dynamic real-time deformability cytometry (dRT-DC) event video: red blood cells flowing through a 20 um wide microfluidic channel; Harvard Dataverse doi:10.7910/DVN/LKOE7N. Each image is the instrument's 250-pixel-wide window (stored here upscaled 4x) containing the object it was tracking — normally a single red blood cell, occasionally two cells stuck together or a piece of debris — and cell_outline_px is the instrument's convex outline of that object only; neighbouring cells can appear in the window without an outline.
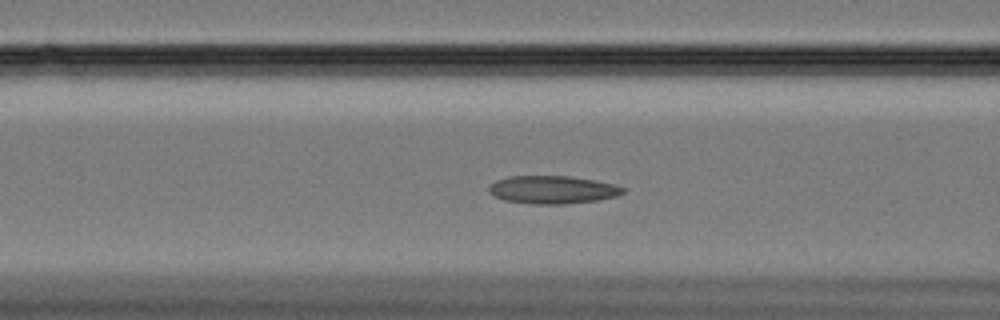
{"species": "Egyptian fruit bat (a non-hibernating species)", "species_latin": "Rousettus aegyptiacus", "temperature_condition": "cold", "stored_images_in_passage": 61, "camera_frame_rate_fps": 3000, "um_per_image_px": 0.085, "animal": {"sex": "female"}, "frame": {"image": 1, "passage_image": 25, "time_ms": 8.0, "image_size_px": [1000, 320], "cell_outline_px": [[628, 188], [620, 196], [596, 200], [564, 204], [532, 204], [504, 200], [492, 196], [488, 192], [488, 188], [496, 180], [508, 176], [572, 176], [596, 180], [616, 184]], "centroid_in_image_um": [47.01, 16.12], "position_along_channel_um": 119.6, "area_um2": 22.2}}
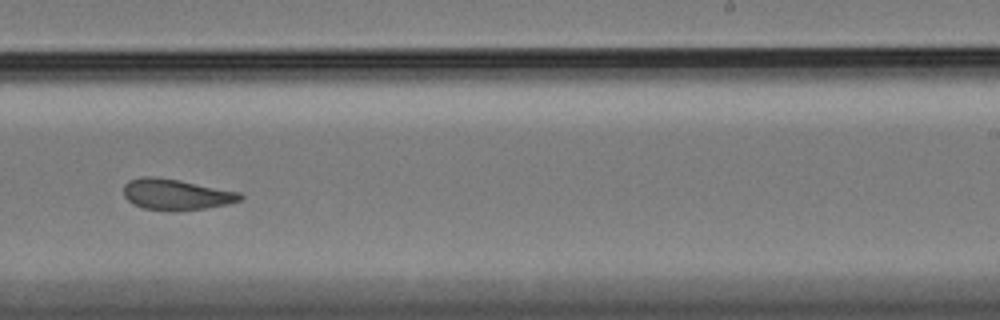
{"frame": {"image": 2, "passage_image": 39, "time_ms": 12.667, "image_size_px": [1000, 320], "cell_outline_px": [[244, 196], [240, 200], [228, 204], [204, 208], [172, 212], [144, 208], [132, 204], [124, 196], [124, 184], [128, 180], [140, 176], [152, 176], [180, 180], [240, 192]], "centroid_in_image_um": [14.94, 16.53], "position_along_channel_um": 274.1, "area_um2": 21.21}}
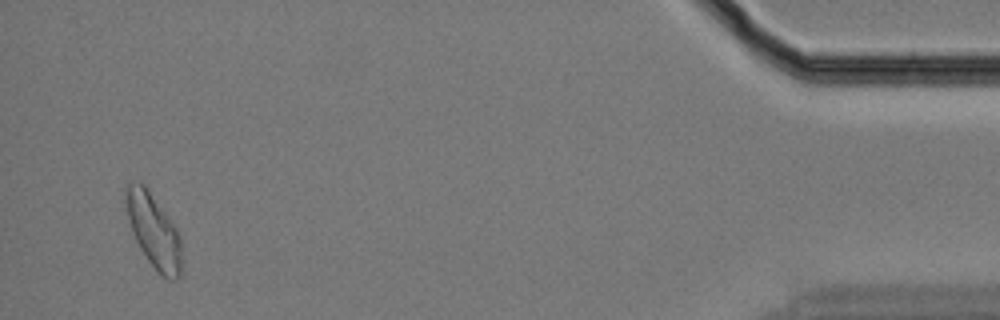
{"frame": {"image": 3, "passage_image": 59, "time_ms": 19.333, "image_size_px": [1000, 320], "cell_outline_px": [[180, 276], [176, 280], [168, 280], [160, 276], [156, 272], [140, 248], [132, 232], [128, 216], [124, 192], [128, 184], [144, 184], [176, 228], [180, 236]], "centroid_in_image_um": [13.06, 19.68], "position_along_channel_um": 422.1, "area_um2": 23.47}, "authors_computed_cell_mechanics": {"area_um2": 22.542, "velocity_mm_per_s": 3.3137, "shape_relaxation_time_tau1_ms": 9.7753, "shape_relaxation_time_tau2_ms": 3.2067, "deformation_change_tau1": 0.2126, "deformation_change_tau2": 0.0939}}